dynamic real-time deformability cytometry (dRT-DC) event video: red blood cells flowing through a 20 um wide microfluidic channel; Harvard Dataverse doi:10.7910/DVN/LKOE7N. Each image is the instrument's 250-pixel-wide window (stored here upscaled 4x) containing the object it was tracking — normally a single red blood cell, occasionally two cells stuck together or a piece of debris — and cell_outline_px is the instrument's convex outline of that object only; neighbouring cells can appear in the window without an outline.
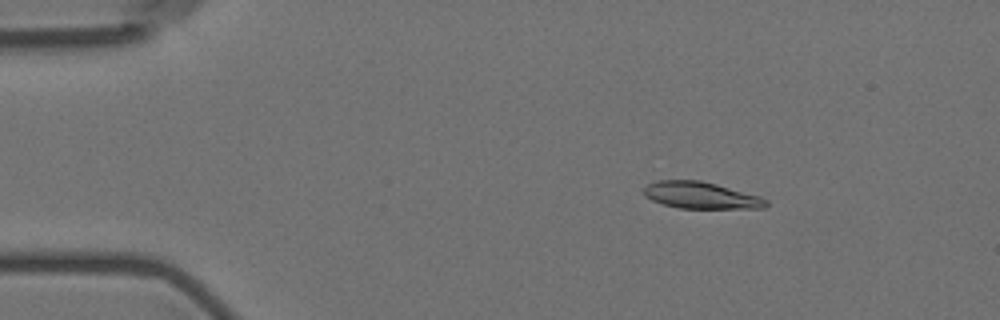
{"species": "Egyptian fruit bat (a non-hibernating species)", "species_latin": "Rousettus aegyptiacus", "temperature_condition": "room temperature", "stored_images_in_passage": 6, "camera_frame_rate_fps": 3000, "um_per_image_px": 0.085, "animal": {"sex": "female"}, "frame": {"image": 1, "passage_image": 3, "time_ms": 2.333, "image_size_px": [1000, 320], "cell_outline_px": [[768, 204], [764, 208], [680, 208], [664, 204], [652, 200], [644, 196], [644, 188], [648, 184], [656, 180], [700, 180], [716, 184], [760, 196], [768, 200]], "centroid_in_image_um": [59.58, 16.6], "position_along_channel_um": 25.4, "area_um2": 18.96}}
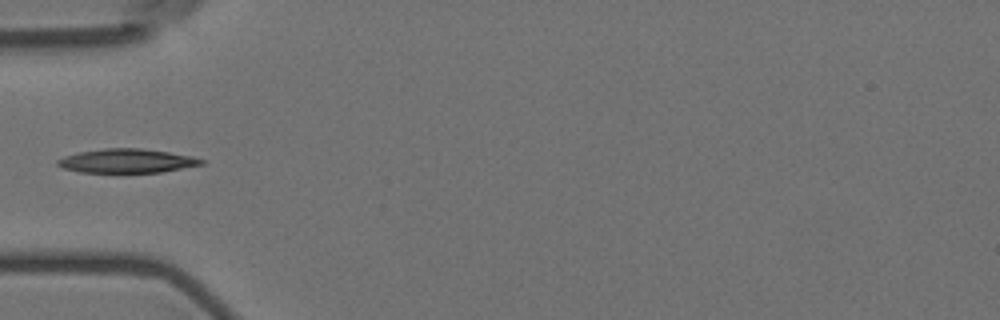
{"frame": {"image": 2, "passage_image": 6, "time_ms": 5.667, "image_size_px": [1000, 320], "cell_outline_px": [[204, 164], [160, 172], [80, 172], [64, 168], [56, 164], [56, 160], [64, 156], [80, 152], [104, 148], [140, 148], [168, 152], [192, 156], [204, 160]], "centroid_in_image_um": [10.77, 13.67], "position_along_channel_um": 74.2, "area_um2": 19.88}}